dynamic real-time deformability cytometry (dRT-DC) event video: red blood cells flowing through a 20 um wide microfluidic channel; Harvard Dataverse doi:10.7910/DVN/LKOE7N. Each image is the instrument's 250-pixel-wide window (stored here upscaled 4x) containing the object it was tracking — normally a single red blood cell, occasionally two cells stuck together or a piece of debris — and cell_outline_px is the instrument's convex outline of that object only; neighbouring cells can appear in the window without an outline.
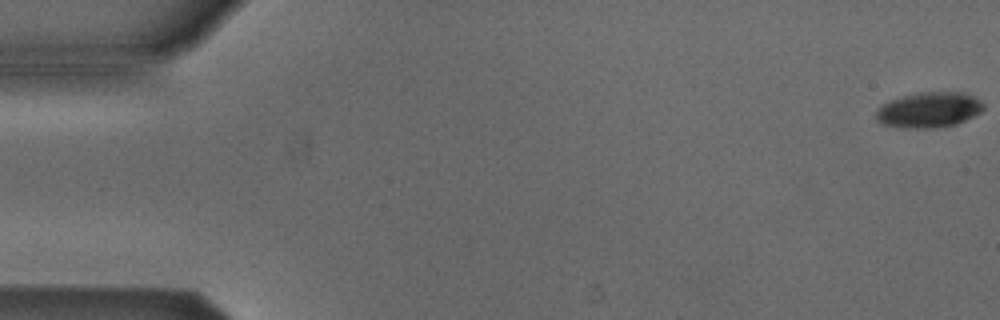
{"species": "Egyptian fruit bat (a non-hibernating species)", "species_latin": "Rousettus aegyptiacus", "temperature_condition": "cold", "stored_images_in_passage": 3, "camera_frame_rate_fps": 3000, "um_per_image_px": 0.085, "animal": {"sex": "male"}, "frame": {"image": 1, "passage_image": 1, "time_ms": 0.0, "image_size_px": [1000, 320], "cell_outline_px": [[984, 108], [980, 112], [956, 124], [932, 128], [904, 128], [884, 124], [876, 120], [876, 112], [888, 100], [916, 92], [964, 92], [980, 100], [984, 104]], "centroid_in_image_um": [78.96, 9.33], "position_along_channel_um": 6.0, "area_um2": 22.08}}